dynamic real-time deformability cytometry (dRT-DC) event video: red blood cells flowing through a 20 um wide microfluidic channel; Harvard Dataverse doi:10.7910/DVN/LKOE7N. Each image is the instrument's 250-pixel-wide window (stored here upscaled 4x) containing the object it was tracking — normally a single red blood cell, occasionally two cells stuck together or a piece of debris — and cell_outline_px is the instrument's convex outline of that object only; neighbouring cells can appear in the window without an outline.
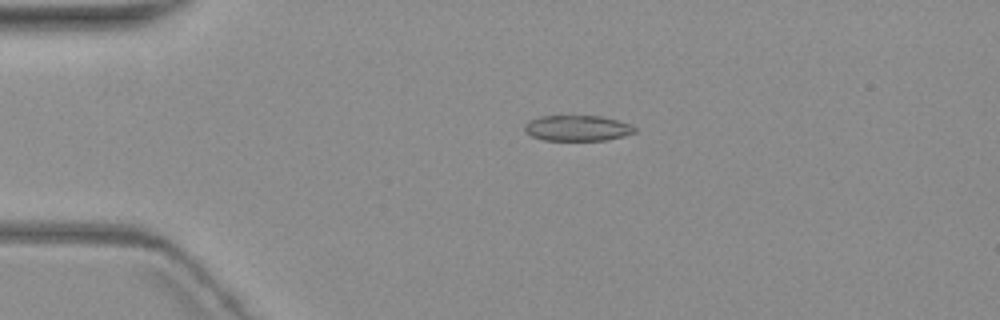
{"species": "common noctule bat (a hibernating species)", "species_latin": "Nyctalus noctula", "temperature_condition": "warm", "stored_images_in_passage": 2, "camera_frame_rate_fps": 3000, "um_per_image_px": 0.085, "animal": {"sex": "female", "body_mass_g": 19.3, "forearm_length_mm": 54.1}, "frame": {"image": 1, "passage_image": 1, "time_ms": 0.0, "image_size_px": [1000, 320], "cell_outline_px": [[636, 132], [624, 136], [604, 140], [544, 140], [532, 136], [524, 132], [524, 124], [528, 120], [540, 116], [600, 116], [616, 120], [628, 124], [636, 128]], "centroid_in_image_um": [49.03, 10.89], "position_along_channel_um": 36.0, "area_um2": 16.42}}